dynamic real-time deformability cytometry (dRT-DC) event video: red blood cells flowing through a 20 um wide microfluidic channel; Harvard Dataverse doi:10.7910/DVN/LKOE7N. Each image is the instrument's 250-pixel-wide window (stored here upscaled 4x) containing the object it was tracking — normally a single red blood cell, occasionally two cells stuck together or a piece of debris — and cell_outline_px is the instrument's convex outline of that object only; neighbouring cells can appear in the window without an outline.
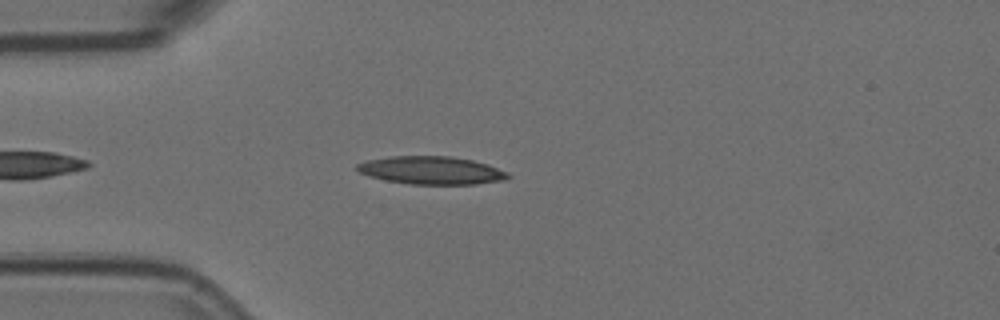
{"species": "Egyptian fruit bat (a non-hibernating species)", "species_latin": "Rousettus aegyptiacus", "temperature_condition": "room temperature", "stored_images_in_passage": 5, "camera_frame_rate_fps": 3000, "um_per_image_px": 0.085, "animal": {"sex": "female"}, "frame": {"image": 1, "passage_image": 5, "time_ms": 1.333, "image_size_px": [1000, 320], "cell_outline_px": [[512, 176], [504, 180], [476, 184], [412, 184], [384, 180], [360, 172], [356, 168], [356, 164], [368, 160], [388, 156], [452, 156], [472, 160], [488, 164], [508, 172]], "centroid_in_image_um": [36.71, 14.47], "position_along_channel_um": 48.3, "area_um2": 24.57}}